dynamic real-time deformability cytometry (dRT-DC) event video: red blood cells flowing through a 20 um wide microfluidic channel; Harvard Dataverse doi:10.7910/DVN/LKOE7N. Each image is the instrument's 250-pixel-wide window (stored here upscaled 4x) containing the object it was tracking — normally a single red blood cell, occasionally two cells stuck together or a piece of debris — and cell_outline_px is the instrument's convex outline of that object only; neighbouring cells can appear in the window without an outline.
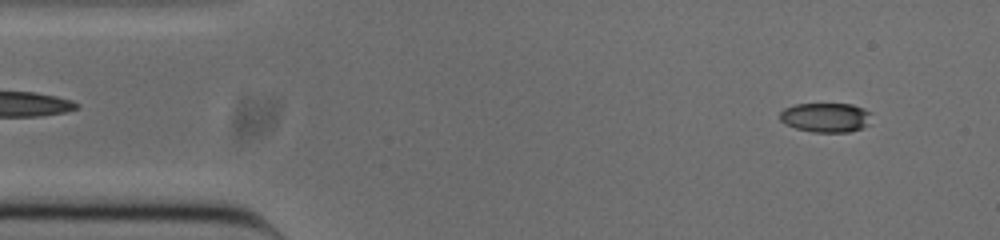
{"species": "common noctule bat (a hibernating species)", "species_latin": "Nyctalus noctula", "temperature_condition": "cold", "stored_images_in_passage": 51, "camera_frame_rate_fps": 3000, "um_per_image_px": 0.085, "animal": {"sex": "male", "body_mass_g": 20.0, "forearm_length_mm": 53.3}, "frame": {"image": 1, "passage_image": 4, "time_ms": 1.0, "image_size_px": [1000, 240], "cell_outline_px": [[872, 124], [864, 128], [848, 132], [812, 132], [796, 128], [784, 124], [780, 120], [780, 112], [784, 108], [796, 104], [852, 104], [864, 108], [872, 112]], "centroid_in_image_um": [70.26, 9.99], "position_along_channel_um": 14.7, "area_um2": 16.13}}
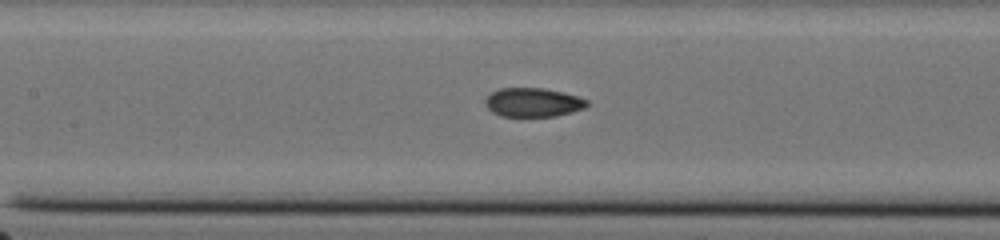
{"frame": {"image": 2, "passage_image": 22, "time_ms": 7.0, "image_size_px": [1000, 240], "cell_outline_px": [[588, 104], [584, 108], [572, 112], [556, 116], [500, 116], [492, 112], [488, 108], [484, 100], [492, 92], [500, 88], [544, 88], [564, 92], [588, 100]], "centroid_in_image_um": [45.31, 8.7], "position_along_channel_um": 162.1, "area_um2": 17.11}}
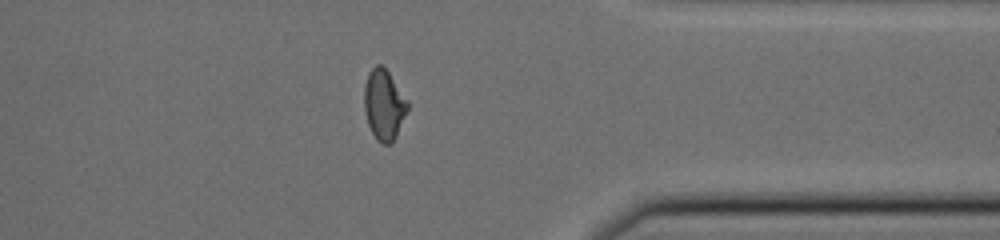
{"frame": {"image": 3, "passage_image": 40, "time_ms": 13.0, "image_size_px": [1000, 240], "cell_outline_px": [[408, 108], [396, 136], [392, 144], [384, 144], [376, 140], [368, 124], [364, 108], [364, 88], [368, 72], [376, 64], [380, 64], [388, 72], [408, 100]], "centroid_in_image_um": [32.63, 8.91], "position_along_channel_um": 378.8, "area_um2": 17.69}, "authors_computed_cell_mechanics": {"area_um2": 17.34, "velocity_mm_per_s": 3.8674, "shape_relaxation_time_tau1_ms": null, "shape_relaxation_time_tau2_ms": 1.8832, "deformation_change_tau1": null, "deformation_change_tau2": 0.0643}}